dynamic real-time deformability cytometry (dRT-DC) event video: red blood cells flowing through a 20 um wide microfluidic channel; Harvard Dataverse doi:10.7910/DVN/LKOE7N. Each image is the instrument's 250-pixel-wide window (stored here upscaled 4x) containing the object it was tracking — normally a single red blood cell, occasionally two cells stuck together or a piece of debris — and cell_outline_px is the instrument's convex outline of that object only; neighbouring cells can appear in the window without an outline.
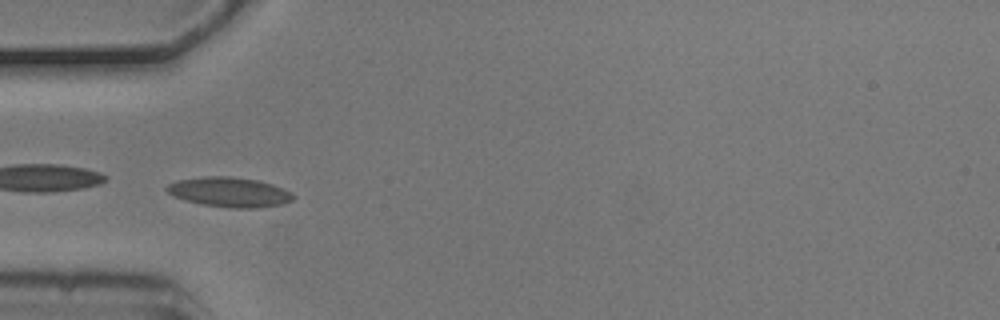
{"species": "common noctule bat (a hibernating species)", "species_latin": "Nyctalus noctula", "temperature_condition": "cold", "stored_images_in_passage": 8, "camera_frame_rate_fps": 3000, "um_per_image_px": 0.085, "animal": {"sex": "male", "body_mass_g": 20.5, "forearm_length_mm": 52.5}, "frame": {"image": 1, "passage_image": 4, "time_ms": 1.0, "image_size_px": [1000, 320], "cell_outline_px": [[296, 196], [292, 200], [284, 204], [256, 208], [228, 208], [204, 204], [184, 200], [172, 196], [164, 188], [168, 184], [176, 180], [208, 176], [228, 176], [256, 180], [272, 184], [284, 188], [292, 192]], "centroid_in_image_um": [19.51, 16.33], "position_along_channel_um": 65.5, "area_um2": 22.08}}
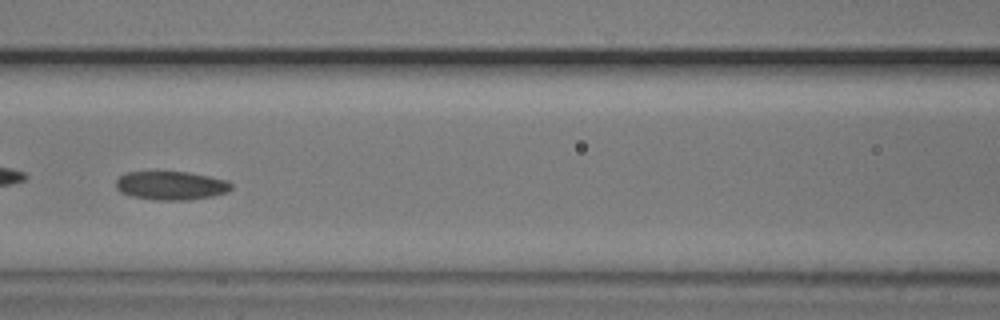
{"frame": {"image": 2, "passage_image": 6, "time_ms": 1.667, "image_size_px": [1000, 320], "cell_outline_px": [[232, 188], [228, 192], [212, 196], [188, 200], [156, 200], [132, 196], [120, 192], [116, 188], [116, 180], [120, 176], [128, 172], [188, 172], [228, 180], [232, 184]], "centroid_in_image_um": [14.55, 15.77], "position_along_channel_um": 152.0, "area_um2": 19.25}}
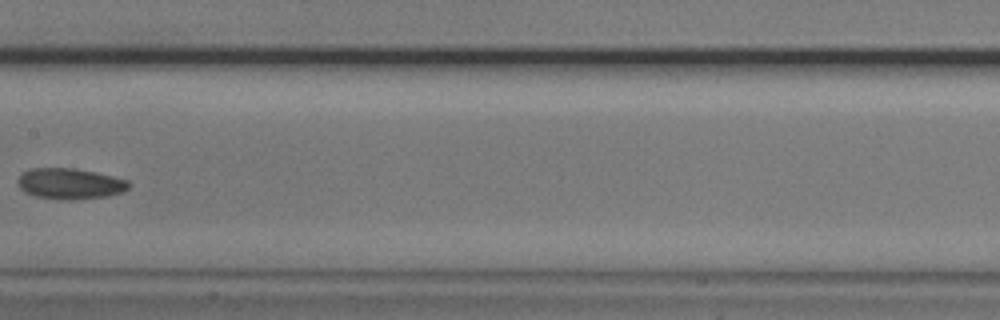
{"frame": {"image": 3, "passage_image": 7, "time_ms": 2.0, "image_size_px": [1000, 320], "cell_outline_px": [[132, 184], [128, 188], [120, 192], [108, 196], [72, 200], [56, 200], [36, 196], [24, 192], [16, 184], [16, 180], [24, 172], [32, 168], [72, 168], [96, 172], [128, 180]], "centroid_in_image_um": [5.93, 15.62], "position_along_channel_um": 201.5, "area_um2": 20.11}}